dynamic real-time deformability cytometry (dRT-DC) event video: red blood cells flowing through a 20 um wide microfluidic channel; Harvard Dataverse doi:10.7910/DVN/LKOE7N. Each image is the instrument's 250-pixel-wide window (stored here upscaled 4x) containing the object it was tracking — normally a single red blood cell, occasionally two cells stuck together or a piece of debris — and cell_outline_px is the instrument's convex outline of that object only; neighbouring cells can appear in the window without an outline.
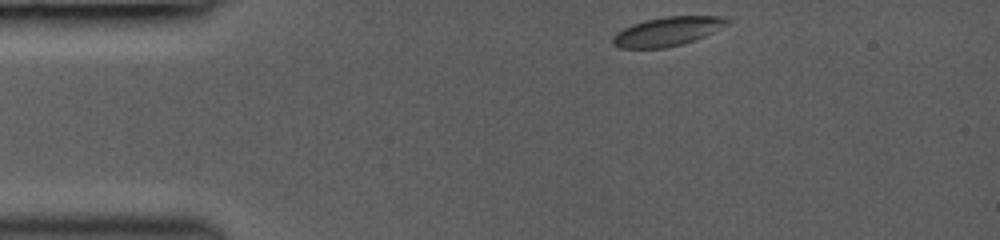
{"species": "common noctule bat (a hibernating species)", "species_latin": "Nyctalus noctula", "temperature_condition": "room temperature", "stored_images_in_passage": 36, "camera_frame_rate_fps": 3000, "um_per_image_px": 0.085, "animal": {"sex": "female", "body_mass_g": 19.0, "forearm_length_mm": 53.3}, "frame": {"image": 1, "passage_image": 1, "time_ms": 0.0, "image_size_px": [1000, 240], "cell_outline_px": [[732, 24], [696, 40], [664, 48], [620, 48], [612, 44], [612, 36], [616, 32], [632, 24], [644, 20], [664, 16], [724, 16], [732, 20]], "centroid_in_image_um": [56.79, 2.66], "position_along_channel_um": 28.2, "area_um2": 19.71}}
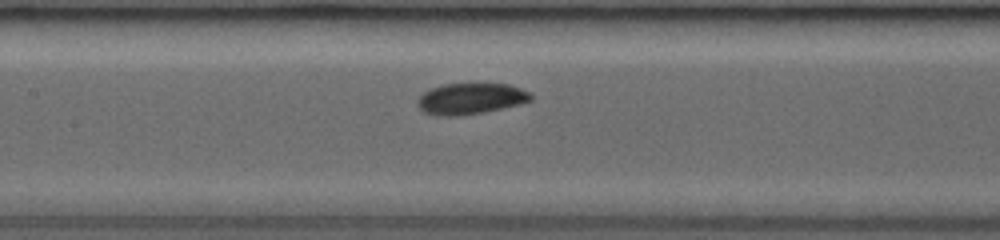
{"frame": {"image": 2, "passage_image": 15, "time_ms": 4.667, "image_size_px": [1000, 240], "cell_outline_px": [[532, 100], [520, 104], [480, 112], [456, 116], [440, 116], [424, 112], [416, 104], [416, 100], [424, 92], [432, 88], [444, 84], [508, 84], [520, 88], [528, 92], [532, 96]], "centroid_in_image_um": [39.97, 8.38], "position_along_channel_um": 167.4, "area_um2": 20.23}}
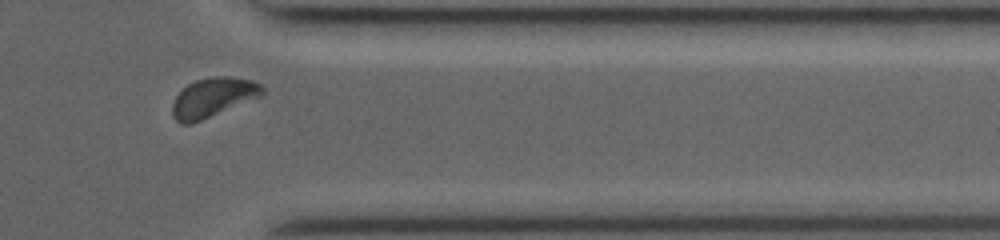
{"frame": {"image": 3, "passage_image": 31, "time_ms": 10.0, "image_size_px": [1000, 240], "cell_outline_px": [[264, 92], [260, 96], [192, 124], [180, 124], [172, 116], [172, 104], [176, 96], [188, 84], [196, 80], [216, 76], [228, 76], [252, 80], [260, 84], [264, 88]], "centroid_in_image_um": [18.08, 8.29], "position_along_channel_um": 393.3, "area_um2": 20.4}, "authors_computed_cell_mechanics": {"area_um2": 19.8832, "velocity_mm_per_s": 4.2366, "shape_relaxation_time_tau1_ms": 1.7882, "shape_relaxation_time_tau2_ms": 3.5666, "deformation_change_tau1": 0.0708, "deformation_change_tau2": 0.056}}